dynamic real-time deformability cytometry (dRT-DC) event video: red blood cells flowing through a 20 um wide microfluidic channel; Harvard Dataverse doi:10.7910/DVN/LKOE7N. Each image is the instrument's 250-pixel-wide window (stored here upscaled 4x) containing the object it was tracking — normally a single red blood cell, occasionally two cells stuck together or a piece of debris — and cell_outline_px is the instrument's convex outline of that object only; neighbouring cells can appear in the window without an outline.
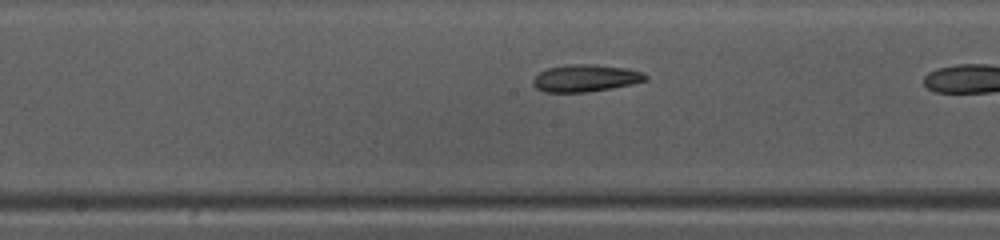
{"species": "common noctule bat (a hibernating species)", "species_latin": "Nyctalus noctula", "temperature_condition": "warm", "stored_images_in_passage": 12, "camera_frame_rate_fps": 3000, "um_per_image_px": 0.085, "animal": {"sex": "female", "body_mass_g": 10.0, "forearm_length_mm": 53.1}, "frame": {"image": 1, "passage_image": 10, "time_ms": 3.0, "image_size_px": [1000, 240], "cell_outline_px": [[648, 80], [632, 84], [612, 88], [588, 92], [544, 92], [536, 88], [532, 84], [532, 80], [540, 72], [548, 68], [568, 64], [596, 64], [624, 68], [644, 72], [648, 76]], "centroid_in_image_um": [49.78, 6.64], "position_along_channel_um": 198.4, "area_um2": 17.92}}